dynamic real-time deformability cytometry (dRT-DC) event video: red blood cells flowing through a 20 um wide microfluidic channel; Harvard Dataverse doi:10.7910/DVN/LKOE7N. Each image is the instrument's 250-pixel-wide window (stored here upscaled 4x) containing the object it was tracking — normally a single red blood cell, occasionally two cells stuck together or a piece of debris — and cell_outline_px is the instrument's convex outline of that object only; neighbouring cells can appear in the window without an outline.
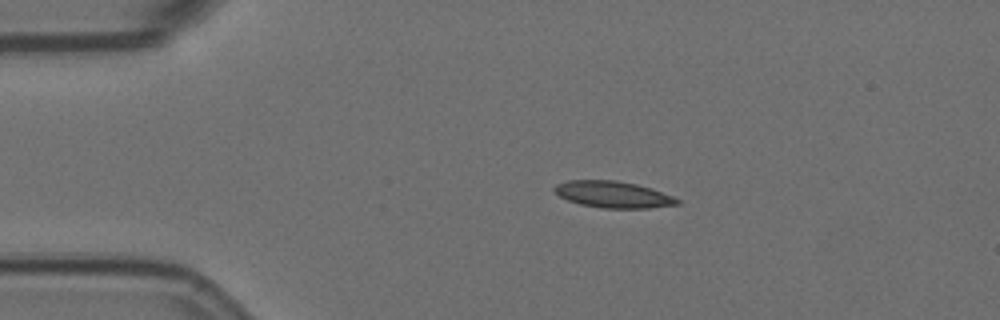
{"species": "Egyptian fruit bat (a non-hibernating species)", "species_latin": "Rousettus aegyptiacus", "temperature_condition": "room temperature", "stored_images_in_passage": 3, "camera_frame_rate_fps": 3000, "um_per_image_px": 0.085, "animal": {"sex": "female"}, "frame": {"image": 1, "passage_image": 1, "time_ms": 0.0, "image_size_px": [1000, 320], "cell_outline_px": [[680, 204], [648, 208], [600, 208], [580, 204], [568, 200], [560, 196], [552, 188], [556, 184], [568, 180], [616, 180], [636, 184], [652, 188], [672, 196], [680, 200]], "centroid_in_image_um": [52.11, 16.53], "position_along_channel_um": 32.9, "area_um2": 19.02}}
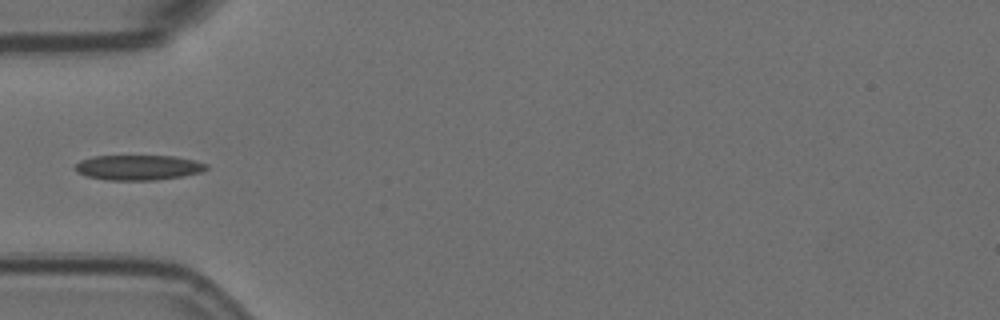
{"frame": {"image": 2, "passage_image": 3, "time_ms": 0.667, "image_size_px": [1000, 320], "cell_outline_px": [[208, 168], [200, 172], [184, 176], [156, 180], [108, 180], [88, 176], [72, 168], [80, 160], [92, 156], [176, 156], [196, 160], [208, 164]], "centroid_in_image_um": [11.79, 14.23], "position_along_channel_um": 73.2, "area_um2": 19.25}}